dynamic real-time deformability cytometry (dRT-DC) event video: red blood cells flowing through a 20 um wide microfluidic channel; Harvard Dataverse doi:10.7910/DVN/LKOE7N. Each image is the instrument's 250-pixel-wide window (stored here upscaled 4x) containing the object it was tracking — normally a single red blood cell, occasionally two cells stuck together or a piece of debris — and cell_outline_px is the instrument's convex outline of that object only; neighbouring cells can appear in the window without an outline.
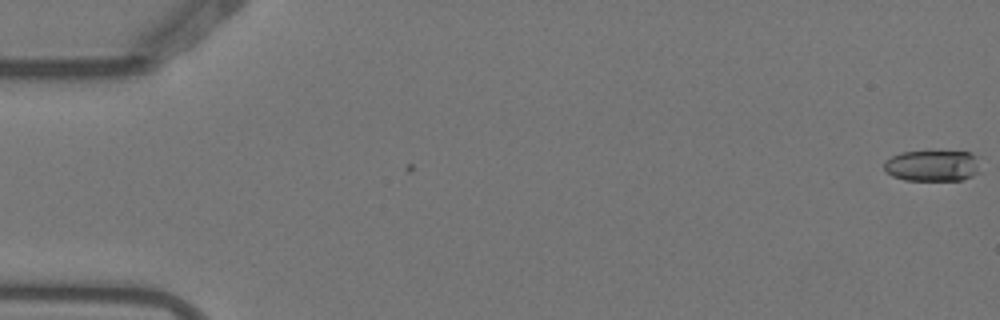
{"species": "Egyptian fruit bat (a non-hibernating species)", "species_latin": "Rousettus aegyptiacus", "temperature_condition": "warm", "stored_images_in_passage": 2, "camera_frame_rate_fps": 3000, "um_per_image_px": 0.085, "animal": {"sex": "female"}, "frame": {"image": 1, "passage_image": 1, "time_ms": 0.0, "image_size_px": [1000, 320], "cell_outline_px": [[980, 172], [972, 176], [960, 180], [904, 180], [892, 176], [884, 168], [884, 160], [900, 152], [972, 152], [980, 156]], "centroid_in_image_um": [79.31, 14.08], "position_along_channel_um": 5.7, "area_um2": 17.69}}